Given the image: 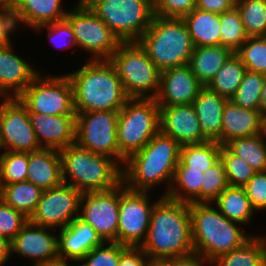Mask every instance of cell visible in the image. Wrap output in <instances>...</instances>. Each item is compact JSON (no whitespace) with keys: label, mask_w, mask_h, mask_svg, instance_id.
Returning a JSON list of instances; mask_svg holds the SVG:
<instances>
[{"label":"cell","mask_w":266,"mask_h":266,"mask_svg":"<svg viewBox=\"0 0 266 266\" xmlns=\"http://www.w3.org/2000/svg\"><path fill=\"white\" fill-rule=\"evenodd\" d=\"M181 147L179 142L159 130L141 150L125 160L122 182L131 190L152 193L166 186L160 193L166 196L180 160Z\"/></svg>","instance_id":"cell-1"},{"label":"cell","mask_w":266,"mask_h":266,"mask_svg":"<svg viewBox=\"0 0 266 266\" xmlns=\"http://www.w3.org/2000/svg\"><path fill=\"white\" fill-rule=\"evenodd\" d=\"M140 248L151 259L194 254L189 204L163 196L153 207L149 229Z\"/></svg>","instance_id":"cell-2"},{"label":"cell","mask_w":266,"mask_h":266,"mask_svg":"<svg viewBox=\"0 0 266 266\" xmlns=\"http://www.w3.org/2000/svg\"><path fill=\"white\" fill-rule=\"evenodd\" d=\"M86 58L76 71L65 72L72 83L75 112L119 111L129 97L115 66L110 60Z\"/></svg>","instance_id":"cell-3"},{"label":"cell","mask_w":266,"mask_h":266,"mask_svg":"<svg viewBox=\"0 0 266 266\" xmlns=\"http://www.w3.org/2000/svg\"><path fill=\"white\" fill-rule=\"evenodd\" d=\"M189 210L194 254L209 262L242 246L256 233L227 219L213 203H190Z\"/></svg>","instance_id":"cell-4"},{"label":"cell","mask_w":266,"mask_h":266,"mask_svg":"<svg viewBox=\"0 0 266 266\" xmlns=\"http://www.w3.org/2000/svg\"><path fill=\"white\" fill-rule=\"evenodd\" d=\"M59 152L63 183L81 193L107 191L122 182V167L111 157L94 153L76 143Z\"/></svg>","instance_id":"cell-5"},{"label":"cell","mask_w":266,"mask_h":266,"mask_svg":"<svg viewBox=\"0 0 266 266\" xmlns=\"http://www.w3.org/2000/svg\"><path fill=\"white\" fill-rule=\"evenodd\" d=\"M137 42L160 71L189 64L194 50L183 18L154 15Z\"/></svg>","instance_id":"cell-6"},{"label":"cell","mask_w":266,"mask_h":266,"mask_svg":"<svg viewBox=\"0 0 266 266\" xmlns=\"http://www.w3.org/2000/svg\"><path fill=\"white\" fill-rule=\"evenodd\" d=\"M160 106L154 98H129L119 110L117 142L127 159L141 150L160 130Z\"/></svg>","instance_id":"cell-7"},{"label":"cell","mask_w":266,"mask_h":266,"mask_svg":"<svg viewBox=\"0 0 266 266\" xmlns=\"http://www.w3.org/2000/svg\"><path fill=\"white\" fill-rule=\"evenodd\" d=\"M110 62L129 98H156L161 71L138 42H122Z\"/></svg>","instance_id":"cell-8"},{"label":"cell","mask_w":266,"mask_h":266,"mask_svg":"<svg viewBox=\"0 0 266 266\" xmlns=\"http://www.w3.org/2000/svg\"><path fill=\"white\" fill-rule=\"evenodd\" d=\"M83 1L121 42H137L154 17V7L147 0Z\"/></svg>","instance_id":"cell-9"},{"label":"cell","mask_w":266,"mask_h":266,"mask_svg":"<svg viewBox=\"0 0 266 266\" xmlns=\"http://www.w3.org/2000/svg\"><path fill=\"white\" fill-rule=\"evenodd\" d=\"M41 71L18 96L29 113L76 116L72 83L66 73Z\"/></svg>","instance_id":"cell-10"},{"label":"cell","mask_w":266,"mask_h":266,"mask_svg":"<svg viewBox=\"0 0 266 266\" xmlns=\"http://www.w3.org/2000/svg\"><path fill=\"white\" fill-rule=\"evenodd\" d=\"M66 19L72 26L78 49L90 54L89 60H110L122 43L83 0L74 1Z\"/></svg>","instance_id":"cell-11"},{"label":"cell","mask_w":266,"mask_h":266,"mask_svg":"<svg viewBox=\"0 0 266 266\" xmlns=\"http://www.w3.org/2000/svg\"><path fill=\"white\" fill-rule=\"evenodd\" d=\"M118 115L119 111L76 113L75 143L94 153L111 157L123 167L126 159L119 153Z\"/></svg>","instance_id":"cell-12"},{"label":"cell","mask_w":266,"mask_h":266,"mask_svg":"<svg viewBox=\"0 0 266 266\" xmlns=\"http://www.w3.org/2000/svg\"><path fill=\"white\" fill-rule=\"evenodd\" d=\"M148 191L131 190L122 182L119 202L118 243L126 247H140L149 229L154 205L163 197ZM155 199V200H154ZM154 200V201H153Z\"/></svg>","instance_id":"cell-13"},{"label":"cell","mask_w":266,"mask_h":266,"mask_svg":"<svg viewBox=\"0 0 266 266\" xmlns=\"http://www.w3.org/2000/svg\"><path fill=\"white\" fill-rule=\"evenodd\" d=\"M0 100V151L29 153L41 149L26 106L18 97Z\"/></svg>","instance_id":"cell-14"},{"label":"cell","mask_w":266,"mask_h":266,"mask_svg":"<svg viewBox=\"0 0 266 266\" xmlns=\"http://www.w3.org/2000/svg\"><path fill=\"white\" fill-rule=\"evenodd\" d=\"M122 182L107 191L82 193L79 218L91 225L104 242H118Z\"/></svg>","instance_id":"cell-15"},{"label":"cell","mask_w":266,"mask_h":266,"mask_svg":"<svg viewBox=\"0 0 266 266\" xmlns=\"http://www.w3.org/2000/svg\"><path fill=\"white\" fill-rule=\"evenodd\" d=\"M81 196L80 191L66 183L43 190L29 221L38 226L63 229L79 217Z\"/></svg>","instance_id":"cell-16"},{"label":"cell","mask_w":266,"mask_h":266,"mask_svg":"<svg viewBox=\"0 0 266 266\" xmlns=\"http://www.w3.org/2000/svg\"><path fill=\"white\" fill-rule=\"evenodd\" d=\"M56 232H58L56 229L38 226L28 221L10 242L11 257L29 259V264H32L30 266L59 261Z\"/></svg>","instance_id":"cell-17"},{"label":"cell","mask_w":266,"mask_h":266,"mask_svg":"<svg viewBox=\"0 0 266 266\" xmlns=\"http://www.w3.org/2000/svg\"><path fill=\"white\" fill-rule=\"evenodd\" d=\"M13 45L0 47V98L18 97L41 72Z\"/></svg>","instance_id":"cell-18"},{"label":"cell","mask_w":266,"mask_h":266,"mask_svg":"<svg viewBox=\"0 0 266 266\" xmlns=\"http://www.w3.org/2000/svg\"><path fill=\"white\" fill-rule=\"evenodd\" d=\"M160 131L182 146L209 141L204 135L195 109L190 104L160 106Z\"/></svg>","instance_id":"cell-19"},{"label":"cell","mask_w":266,"mask_h":266,"mask_svg":"<svg viewBox=\"0 0 266 266\" xmlns=\"http://www.w3.org/2000/svg\"><path fill=\"white\" fill-rule=\"evenodd\" d=\"M203 87L189 64L168 68L160 73V87L155 99L159 106L190 104Z\"/></svg>","instance_id":"cell-20"},{"label":"cell","mask_w":266,"mask_h":266,"mask_svg":"<svg viewBox=\"0 0 266 266\" xmlns=\"http://www.w3.org/2000/svg\"><path fill=\"white\" fill-rule=\"evenodd\" d=\"M41 148L61 150L76 141V116L29 113Z\"/></svg>","instance_id":"cell-21"},{"label":"cell","mask_w":266,"mask_h":266,"mask_svg":"<svg viewBox=\"0 0 266 266\" xmlns=\"http://www.w3.org/2000/svg\"><path fill=\"white\" fill-rule=\"evenodd\" d=\"M104 243L95 229L77 217L68 226L58 230L60 261L77 264L88 252Z\"/></svg>","instance_id":"cell-22"},{"label":"cell","mask_w":266,"mask_h":266,"mask_svg":"<svg viewBox=\"0 0 266 266\" xmlns=\"http://www.w3.org/2000/svg\"><path fill=\"white\" fill-rule=\"evenodd\" d=\"M266 119L260 110L242 108L231 100L224 106L221 136L216 140L224 146L239 137H250L265 132Z\"/></svg>","instance_id":"cell-23"},{"label":"cell","mask_w":266,"mask_h":266,"mask_svg":"<svg viewBox=\"0 0 266 266\" xmlns=\"http://www.w3.org/2000/svg\"><path fill=\"white\" fill-rule=\"evenodd\" d=\"M27 181L42 190L62 184V162L59 150L41 148L29 152Z\"/></svg>","instance_id":"cell-24"},{"label":"cell","mask_w":266,"mask_h":266,"mask_svg":"<svg viewBox=\"0 0 266 266\" xmlns=\"http://www.w3.org/2000/svg\"><path fill=\"white\" fill-rule=\"evenodd\" d=\"M64 0H18L14 14L19 28L34 30L37 26L54 23L66 18ZM64 5V6H63Z\"/></svg>","instance_id":"cell-25"},{"label":"cell","mask_w":266,"mask_h":266,"mask_svg":"<svg viewBox=\"0 0 266 266\" xmlns=\"http://www.w3.org/2000/svg\"><path fill=\"white\" fill-rule=\"evenodd\" d=\"M228 99L203 87L192 105L200 121V127L209 140L221 136L224 106Z\"/></svg>","instance_id":"cell-26"},{"label":"cell","mask_w":266,"mask_h":266,"mask_svg":"<svg viewBox=\"0 0 266 266\" xmlns=\"http://www.w3.org/2000/svg\"><path fill=\"white\" fill-rule=\"evenodd\" d=\"M232 54L222 45L194 47L189 65L198 81L206 87Z\"/></svg>","instance_id":"cell-27"},{"label":"cell","mask_w":266,"mask_h":266,"mask_svg":"<svg viewBox=\"0 0 266 266\" xmlns=\"http://www.w3.org/2000/svg\"><path fill=\"white\" fill-rule=\"evenodd\" d=\"M230 221L251 227L256 211L252 208L243 187L228 186L213 202Z\"/></svg>","instance_id":"cell-28"},{"label":"cell","mask_w":266,"mask_h":266,"mask_svg":"<svg viewBox=\"0 0 266 266\" xmlns=\"http://www.w3.org/2000/svg\"><path fill=\"white\" fill-rule=\"evenodd\" d=\"M183 19L194 47L220 45V14L195 8Z\"/></svg>","instance_id":"cell-29"},{"label":"cell","mask_w":266,"mask_h":266,"mask_svg":"<svg viewBox=\"0 0 266 266\" xmlns=\"http://www.w3.org/2000/svg\"><path fill=\"white\" fill-rule=\"evenodd\" d=\"M266 232L255 234L242 246L218 256L211 266H265Z\"/></svg>","instance_id":"cell-30"},{"label":"cell","mask_w":266,"mask_h":266,"mask_svg":"<svg viewBox=\"0 0 266 266\" xmlns=\"http://www.w3.org/2000/svg\"><path fill=\"white\" fill-rule=\"evenodd\" d=\"M201 170L191 169L180 160L176 166L174 178L166 197L183 203H201Z\"/></svg>","instance_id":"cell-31"},{"label":"cell","mask_w":266,"mask_h":266,"mask_svg":"<svg viewBox=\"0 0 266 266\" xmlns=\"http://www.w3.org/2000/svg\"><path fill=\"white\" fill-rule=\"evenodd\" d=\"M247 68L233 53L206 86L210 91L230 100L242 82Z\"/></svg>","instance_id":"cell-32"},{"label":"cell","mask_w":266,"mask_h":266,"mask_svg":"<svg viewBox=\"0 0 266 266\" xmlns=\"http://www.w3.org/2000/svg\"><path fill=\"white\" fill-rule=\"evenodd\" d=\"M256 172L266 171V131L250 137H239L224 145Z\"/></svg>","instance_id":"cell-33"},{"label":"cell","mask_w":266,"mask_h":266,"mask_svg":"<svg viewBox=\"0 0 266 266\" xmlns=\"http://www.w3.org/2000/svg\"><path fill=\"white\" fill-rule=\"evenodd\" d=\"M43 190L29 181L4 185L1 199L27 218L34 213Z\"/></svg>","instance_id":"cell-34"},{"label":"cell","mask_w":266,"mask_h":266,"mask_svg":"<svg viewBox=\"0 0 266 266\" xmlns=\"http://www.w3.org/2000/svg\"><path fill=\"white\" fill-rule=\"evenodd\" d=\"M222 145L215 140L199 144H186L181 147L180 161L191 169L205 173L220 160Z\"/></svg>","instance_id":"cell-35"},{"label":"cell","mask_w":266,"mask_h":266,"mask_svg":"<svg viewBox=\"0 0 266 266\" xmlns=\"http://www.w3.org/2000/svg\"><path fill=\"white\" fill-rule=\"evenodd\" d=\"M220 33V45L229 48L233 53L249 38L236 7L220 14Z\"/></svg>","instance_id":"cell-36"},{"label":"cell","mask_w":266,"mask_h":266,"mask_svg":"<svg viewBox=\"0 0 266 266\" xmlns=\"http://www.w3.org/2000/svg\"><path fill=\"white\" fill-rule=\"evenodd\" d=\"M248 37L266 36V0H236Z\"/></svg>","instance_id":"cell-37"},{"label":"cell","mask_w":266,"mask_h":266,"mask_svg":"<svg viewBox=\"0 0 266 266\" xmlns=\"http://www.w3.org/2000/svg\"><path fill=\"white\" fill-rule=\"evenodd\" d=\"M265 79V74L247 70L235 95L230 100L242 108L259 110L260 94Z\"/></svg>","instance_id":"cell-38"},{"label":"cell","mask_w":266,"mask_h":266,"mask_svg":"<svg viewBox=\"0 0 266 266\" xmlns=\"http://www.w3.org/2000/svg\"><path fill=\"white\" fill-rule=\"evenodd\" d=\"M28 152L0 151L2 185L27 181Z\"/></svg>","instance_id":"cell-39"},{"label":"cell","mask_w":266,"mask_h":266,"mask_svg":"<svg viewBox=\"0 0 266 266\" xmlns=\"http://www.w3.org/2000/svg\"><path fill=\"white\" fill-rule=\"evenodd\" d=\"M236 54L248 71L266 75V36L249 37Z\"/></svg>","instance_id":"cell-40"},{"label":"cell","mask_w":266,"mask_h":266,"mask_svg":"<svg viewBox=\"0 0 266 266\" xmlns=\"http://www.w3.org/2000/svg\"><path fill=\"white\" fill-rule=\"evenodd\" d=\"M220 159L231 187H244L256 173L243 159L231 153L225 146L221 148Z\"/></svg>","instance_id":"cell-41"},{"label":"cell","mask_w":266,"mask_h":266,"mask_svg":"<svg viewBox=\"0 0 266 266\" xmlns=\"http://www.w3.org/2000/svg\"><path fill=\"white\" fill-rule=\"evenodd\" d=\"M33 32L42 33L43 31H47L46 38H48L49 42L52 44V48L56 47V49L64 50L68 52L69 49H78L74 31L70 22L65 18L60 21H56L54 23H49L45 25L37 26Z\"/></svg>","instance_id":"cell-42"},{"label":"cell","mask_w":266,"mask_h":266,"mask_svg":"<svg viewBox=\"0 0 266 266\" xmlns=\"http://www.w3.org/2000/svg\"><path fill=\"white\" fill-rule=\"evenodd\" d=\"M228 186L225 167L220 159L203 175L201 203H212Z\"/></svg>","instance_id":"cell-43"},{"label":"cell","mask_w":266,"mask_h":266,"mask_svg":"<svg viewBox=\"0 0 266 266\" xmlns=\"http://www.w3.org/2000/svg\"><path fill=\"white\" fill-rule=\"evenodd\" d=\"M126 246L118 242H104L88 252L77 266H118L120 254Z\"/></svg>","instance_id":"cell-44"},{"label":"cell","mask_w":266,"mask_h":266,"mask_svg":"<svg viewBox=\"0 0 266 266\" xmlns=\"http://www.w3.org/2000/svg\"><path fill=\"white\" fill-rule=\"evenodd\" d=\"M29 221L22 212L13 209L0 198V236L12 241Z\"/></svg>","instance_id":"cell-45"},{"label":"cell","mask_w":266,"mask_h":266,"mask_svg":"<svg viewBox=\"0 0 266 266\" xmlns=\"http://www.w3.org/2000/svg\"><path fill=\"white\" fill-rule=\"evenodd\" d=\"M256 213L266 212V171L256 172L243 187Z\"/></svg>","instance_id":"cell-46"},{"label":"cell","mask_w":266,"mask_h":266,"mask_svg":"<svg viewBox=\"0 0 266 266\" xmlns=\"http://www.w3.org/2000/svg\"><path fill=\"white\" fill-rule=\"evenodd\" d=\"M197 0H161L154 8V15L183 18L196 7Z\"/></svg>","instance_id":"cell-47"},{"label":"cell","mask_w":266,"mask_h":266,"mask_svg":"<svg viewBox=\"0 0 266 266\" xmlns=\"http://www.w3.org/2000/svg\"><path fill=\"white\" fill-rule=\"evenodd\" d=\"M20 29L14 12L0 9V47L12 44Z\"/></svg>","instance_id":"cell-48"},{"label":"cell","mask_w":266,"mask_h":266,"mask_svg":"<svg viewBox=\"0 0 266 266\" xmlns=\"http://www.w3.org/2000/svg\"><path fill=\"white\" fill-rule=\"evenodd\" d=\"M148 259L140 247H127L120 254L118 266H145Z\"/></svg>","instance_id":"cell-49"},{"label":"cell","mask_w":266,"mask_h":266,"mask_svg":"<svg viewBox=\"0 0 266 266\" xmlns=\"http://www.w3.org/2000/svg\"><path fill=\"white\" fill-rule=\"evenodd\" d=\"M236 7V0H197L196 7L203 11L222 14Z\"/></svg>","instance_id":"cell-50"},{"label":"cell","mask_w":266,"mask_h":266,"mask_svg":"<svg viewBox=\"0 0 266 266\" xmlns=\"http://www.w3.org/2000/svg\"><path fill=\"white\" fill-rule=\"evenodd\" d=\"M172 266H211V262L200 255L192 254L187 257L172 259Z\"/></svg>","instance_id":"cell-51"},{"label":"cell","mask_w":266,"mask_h":266,"mask_svg":"<svg viewBox=\"0 0 266 266\" xmlns=\"http://www.w3.org/2000/svg\"><path fill=\"white\" fill-rule=\"evenodd\" d=\"M11 259L10 241L0 236V266H5Z\"/></svg>","instance_id":"cell-52"},{"label":"cell","mask_w":266,"mask_h":266,"mask_svg":"<svg viewBox=\"0 0 266 266\" xmlns=\"http://www.w3.org/2000/svg\"><path fill=\"white\" fill-rule=\"evenodd\" d=\"M259 110L262 116L266 119V79L263 85V89L260 94V105Z\"/></svg>","instance_id":"cell-53"},{"label":"cell","mask_w":266,"mask_h":266,"mask_svg":"<svg viewBox=\"0 0 266 266\" xmlns=\"http://www.w3.org/2000/svg\"><path fill=\"white\" fill-rule=\"evenodd\" d=\"M18 0H0V9L14 12L17 6Z\"/></svg>","instance_id":"cell-54"},{"label":"cell","mask_w":266,"mask_h":266,"mask_svg":"<svg viewBox=\"0 0 266 266\" xmlns=\"http://www.w3.org/2000/svg\"><path fill=\"white\" fill-rule=\"evenodd\" d=\"M145 266H172V259H151L149 258Z\"/></svg>","instance_id":"cell-55"},{"label":"cell","mask_w":266,"mask_h":266,"mask_svg":"<svg viewBox=\"0 0 266 266\" xmlns=\"http://www.w3.org/2000/svg\"><path fill=\"white\" fill-rule=\"evenodd\" d=\"M39 266H77L73 262H66V261H57L54 263L39 265Z\"/></svg>","instance_id":"cell-56"},{"label":"cell","mask_w":266,"mask_h":266,"mask_svg":"<svg viewBox=\"0 0 266 266\" xmlns=\"http://www.w3.org/2000/svg\"><path fill=\"white\" fill-rule=\"evenodd\" d=\"M154 8L160 3L161 0H147Z\"/></svg>","instance_id":"cell-57"},{"label":"cell","mask_w":266,"mask_h":266,"mask_svg":"<svg viewBox=\"0 0 266 266\" xmlns=\"http://www.w3.org/2000/svg\"><path fill=\"white\" fill-rule=\"evenodd\" d=\"M2 188H3V185H2V181H1V170H0V197H1V193H2Z\"/></svg>","instance_id":"cell-58"}]
</instances>
